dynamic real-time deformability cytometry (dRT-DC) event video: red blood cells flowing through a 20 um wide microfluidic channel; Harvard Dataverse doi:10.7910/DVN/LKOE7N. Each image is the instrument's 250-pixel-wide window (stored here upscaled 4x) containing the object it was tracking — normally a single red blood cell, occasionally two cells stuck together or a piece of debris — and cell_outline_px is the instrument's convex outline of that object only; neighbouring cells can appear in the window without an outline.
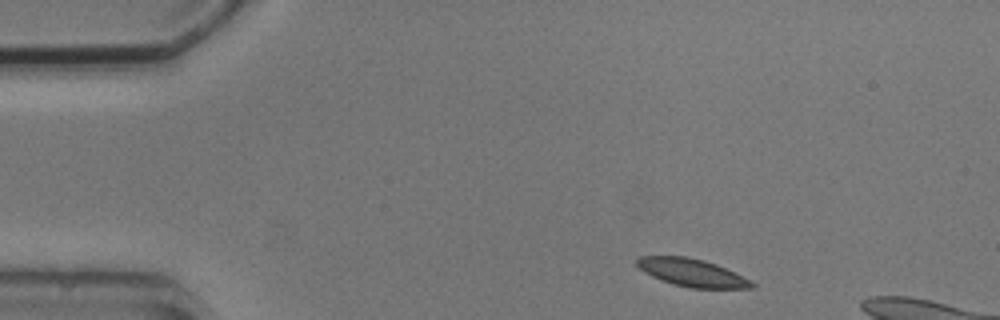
{"species": "common noctule bat (a hibernating species)", "species_latin": "Nyctalus noctula", "temperature_condition": "cold", "stored_images_in_passage": 4, "camera_frame_rate_fps": 3000, "um_per_image_px": 0.085, "animal": {"sex": "male", "body_mass_g": 20.5, "forearm_length_mm": 52.5}, "frame": {"image": 1, "passage_image": 1, "time_ms": 0.0, "image_size_px": [1000, 320], "cell_outline_px": [[756, 288], [688, 288], [660, 280], [644, 272], [636, 264], [636, 256], [684, 256], [704, 260], [716, 264], [756, 284]], "centroid_in_image_um": [58.76, 23.17], "position_along_channel_um": 26.2, "area_um2": 18.38}}